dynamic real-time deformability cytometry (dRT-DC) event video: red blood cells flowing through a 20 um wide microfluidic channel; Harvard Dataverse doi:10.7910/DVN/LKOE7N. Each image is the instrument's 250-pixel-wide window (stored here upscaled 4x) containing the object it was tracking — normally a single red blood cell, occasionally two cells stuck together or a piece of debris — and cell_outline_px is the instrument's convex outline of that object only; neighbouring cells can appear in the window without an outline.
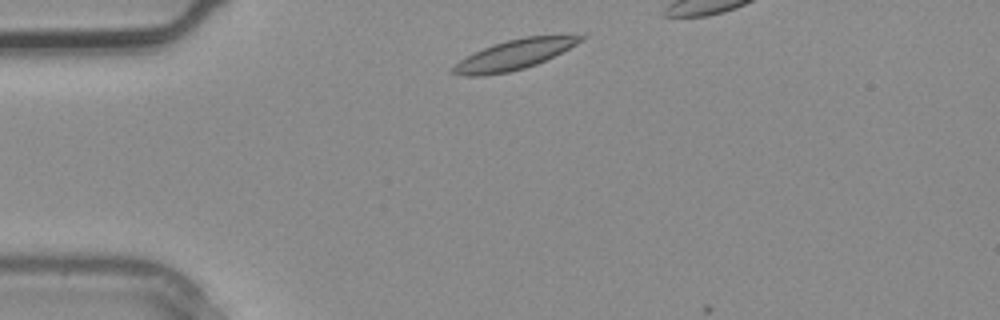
{"species": "common noctule bat (a hibernating species)", "species_latin": "Nyctalus noctula", "temperature_condition": "warm", "stored_images_in_passage": 2, "camera_frame_rate_fps": 3000, "um_per_image_px": 0.085, "animal": {"sex": "male", "body_mass_g": 20.4}, "frame": {"image": 1, "passage_image": 1, "time_ms": 0.0, "image_size_px": [1000, 320], "cell_outline_px": [[588, 36], [584, 40], [536, 64], [524, 68], [508, 72], [484, 76], [460, 76], [448, 72], [460, 60], [492, 44], [524, 36]], "centroid_in_image_um": [43.63, 4.67], "position_along_channel_um": 41.4, "area_um2": 21.73}}